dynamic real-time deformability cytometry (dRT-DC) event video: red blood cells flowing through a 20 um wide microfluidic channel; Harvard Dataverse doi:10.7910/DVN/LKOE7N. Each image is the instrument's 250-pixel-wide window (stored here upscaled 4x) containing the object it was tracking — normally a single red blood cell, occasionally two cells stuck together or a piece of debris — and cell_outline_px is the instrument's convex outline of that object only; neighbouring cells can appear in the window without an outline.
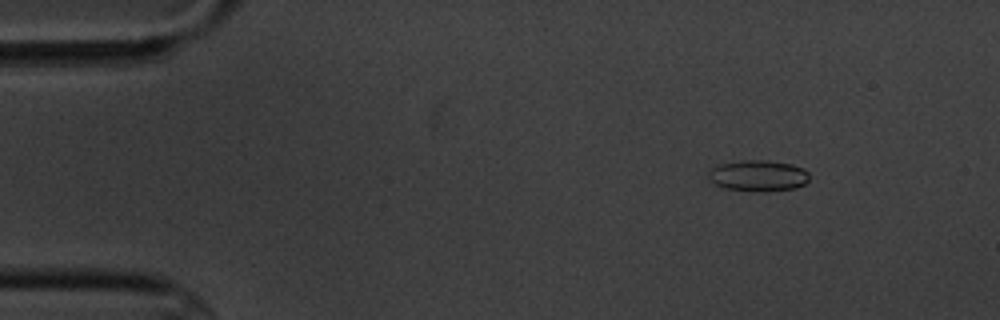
{"species": "common noctule bat (a hibernating species)", "species_latin": "Nyctalus noctula", "temperature_condition": "cold", "stored_images_in_passage": 6, "camera_frame_rate_fps": 3000, "um_per_image_px": 0.085, "animal": {"sex": "male", "body_mass_g": 20.1, "forearm_length_mm": 53.5}, "frame": {"image": 1, "passage_image": 3, "time_ms": 2.333, "image_size_px": [1000, 320], "cell_outline_px": [[808, 180], [804, 184], [796, 188], [764, 192], [724, 188], [716, 184], [708, 176], [708, 172], [712, 168], [720, 164], [744, 160], [768, 160], [792, 164], [804, 168], [808, 172]], "centroid_in_image_um": [64.48, 14.93], "position_along_channel_um": 20.5, "area_um2": 18.26}}